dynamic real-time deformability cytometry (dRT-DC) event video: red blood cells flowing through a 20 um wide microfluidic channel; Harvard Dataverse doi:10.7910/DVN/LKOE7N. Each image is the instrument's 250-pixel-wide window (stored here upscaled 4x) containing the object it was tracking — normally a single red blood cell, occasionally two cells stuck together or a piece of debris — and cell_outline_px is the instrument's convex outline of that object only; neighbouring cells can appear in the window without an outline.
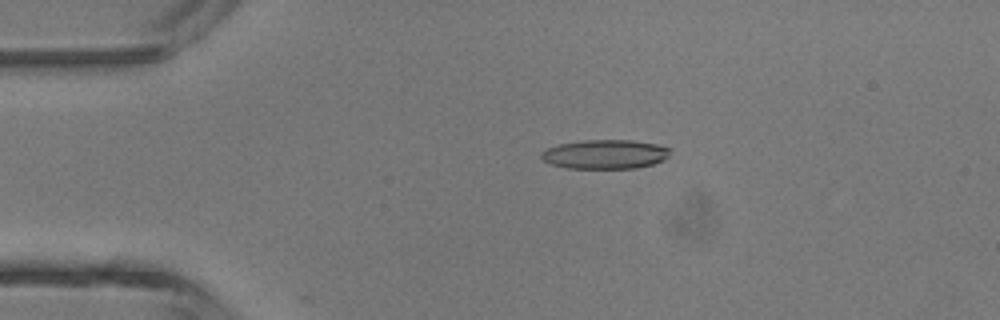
{"species": "common noctule bat (a hibernating species)", "species_latin": "Nyctalus noctula", "temperature_condition": "room temperature", "stored_images_in_passage": 43, "camera_frame_rate_fps": 3000, "um_per_image_px": 0.085, "animal": {"sex": "male", "body_mass_g": 13.3}, "frame": {"image": 1, "passage_image": 10, "time_ms": 3.0, "image_size_px": [1000, 320], "cell_outline_px": [[668, 156], [664, 160], [652, 164], [636, 168], [564, 168], [552, 164], [544, 160], [540, 156], [540, 152], [548, 148], [560, 144], [584, 140], [632, 140], [656, 144], [668, 148]], "centroid_in_image_um": [51.41, 13.11], "position_along_channel_um": 33.6, "area_um2": 21.73}}
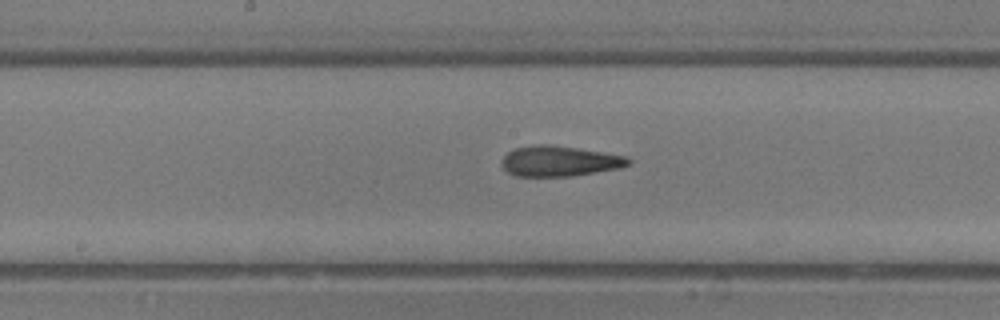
{"frame": {"image": 2, "passage_image": 24, "time_ms": 7.667, "image_size_px": [1000, 320], "cell_outline_px": [[632, 164], [620, 168], [572, 176], [516, 176], [508, 172], [500, 164], [504, 156], [508, 152], [516, 148], [536, 144], [548, 144], [576, 148], [628, 156], [632, 160]], "centroid_in_image_um": [47.59, 13.69], "position_along_channel_um": 200.6, "area_um2": 22.48}}
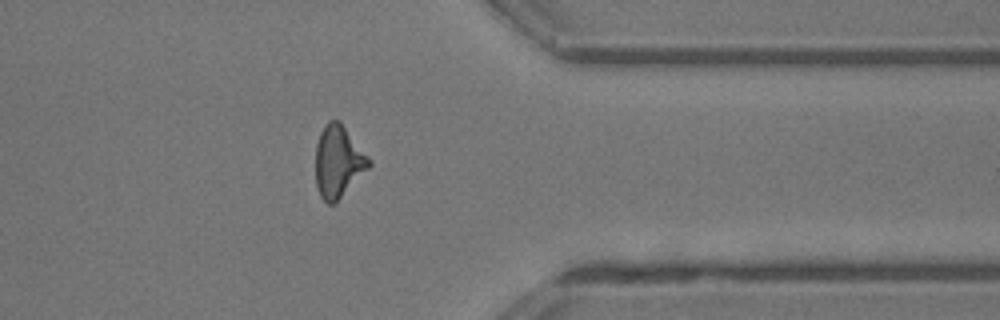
{"frame": {"image": 3, "passage_image": 37, "time_ms": 12.0, "image_size_px": [1000, 320], "cell_outline_px": [[372, 164], [332, 204], [328, 204], [320, 196], [316, 184], [316, 144], [320, 132], [324, 124], [328, 120], [340, 120], [372, 160]], "centroid_in_image_um": [28.74, 13.66], "position_along_channel_um": 382.7, "area_um2": 22.14}, "authors_computed_cell_mechanics": {"area_um2": 22.0218, "velocity_mm_per_s": 4.4796, "shape_relaxation_time_tau1_ms": 5.2379, "shape_relaxation_time_tau2_ms": 2.1838, "deformation_change_tau1": 0.2117, "deformation_change_tau2": 0.1352}}